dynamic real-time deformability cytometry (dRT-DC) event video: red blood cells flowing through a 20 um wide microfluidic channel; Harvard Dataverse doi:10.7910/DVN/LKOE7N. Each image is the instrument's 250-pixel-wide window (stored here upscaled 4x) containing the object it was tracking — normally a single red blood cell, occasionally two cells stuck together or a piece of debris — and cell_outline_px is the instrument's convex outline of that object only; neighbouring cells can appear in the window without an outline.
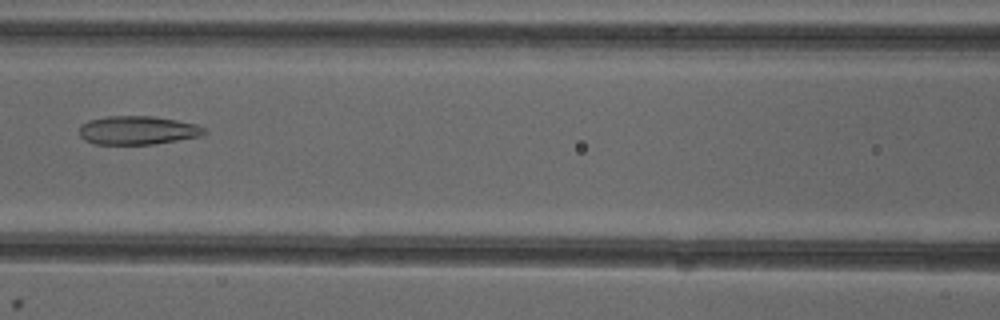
{"species": "common noctule bat (a hibernating species)", "species_latin": "Nyctalus noctula", "temperature_condition": "cold", "stored_images_in_passage": 7, "camera_frame_rate_fps": 3000, "um_per_image_px": 0.085, "animal": {"sex": "female"}, "frame": {"image": 1, "passage_image": 7, "time_ms": 7.0, "image_size_px": [1000, 320], "cell_outline_px": [[208, 132], [200, 136], [152, 144], [96, 144], [84, 140], [80, 136], [80, 124], [88, 120], [108, 116], [152, 116], [176, 120], [196, 124], [204, 128]], "centroid_in_image_um": [11.67, 11.07], "position_along_channel_um": 154.9, "area_um2": 20.75}}